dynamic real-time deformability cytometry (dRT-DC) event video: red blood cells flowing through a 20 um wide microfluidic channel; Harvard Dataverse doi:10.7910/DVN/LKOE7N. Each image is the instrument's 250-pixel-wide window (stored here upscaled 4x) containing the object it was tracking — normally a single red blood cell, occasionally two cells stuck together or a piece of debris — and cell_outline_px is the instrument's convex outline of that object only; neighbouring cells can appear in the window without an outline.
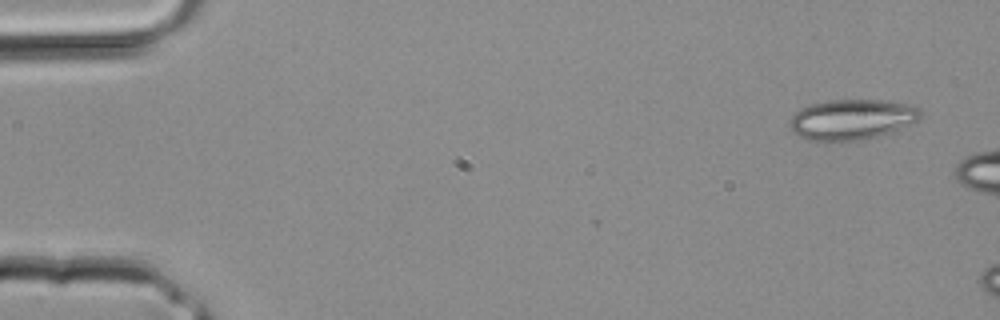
{"species": "common noctule bat (a hibernating species)", "species_latin": "Nyctalus noctula", "temperature_condition": "room temperature", "stored_images_in_passage": 3, "camera_frame_rate_fps": 3000, "um_per_image_px": 0.085, "animal": {"sex": "male", "body_mass_g": 20.4}, "frame": {"image": 1, "passage_image": 1, "time_ms": 0.0, "image_size_px": [1000, 320], "cell_outline_px": [[920, 120], [900, 128], [876, 136], [860, 140], [808, 140], [796, 136], [792, 132], [788, 124], [788, 120], [800, 108], [808, 104], [828, 100], [884, 100], [916, 104], [920, 108]], "centroid_in_image_um": [72.38, 10.13], "position_along_channel_um": 12.6, "area_um2": 31.04}}